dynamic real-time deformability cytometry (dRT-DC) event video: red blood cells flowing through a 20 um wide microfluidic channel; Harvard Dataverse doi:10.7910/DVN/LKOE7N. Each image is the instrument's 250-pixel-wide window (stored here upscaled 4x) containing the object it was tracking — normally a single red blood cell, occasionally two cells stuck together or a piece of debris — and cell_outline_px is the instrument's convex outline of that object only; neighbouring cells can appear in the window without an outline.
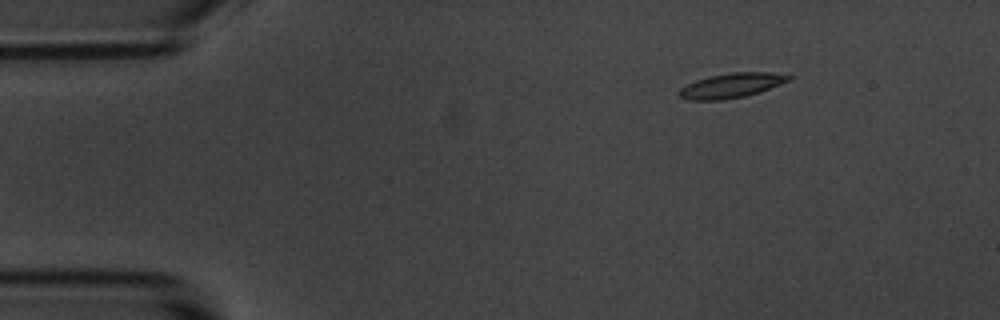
{"species": "common noctule bat (a hibernating species)", "species_latin": "Nyctalus noctula", "temperature_condition": "room temperature", "stored_images_in_passage": 5, "camera_frame_rate_fps": 3000, "um_per_image_px": 0.085, "animal": {"sex": "male", "body_mass_g": 20.1, "forearm_length_mm": 53.5}, "frame": {"image": 1, "passage_image": 2, "time_ms": 1.333, "image_size_px": [1000, 320], "cell_outline_px": [[796, 76], [792, 80], [760, 92], [744, 96], [724, 100], [688, 100], [680, 96], [676, 92], [680, 88], [696, 80], [708, 76], [732, 72], [768, 72]], "centroid_in_image_um": [62.2, 7.26], "position_along_channel_um": 22.8, "area_um2": 15.95}}
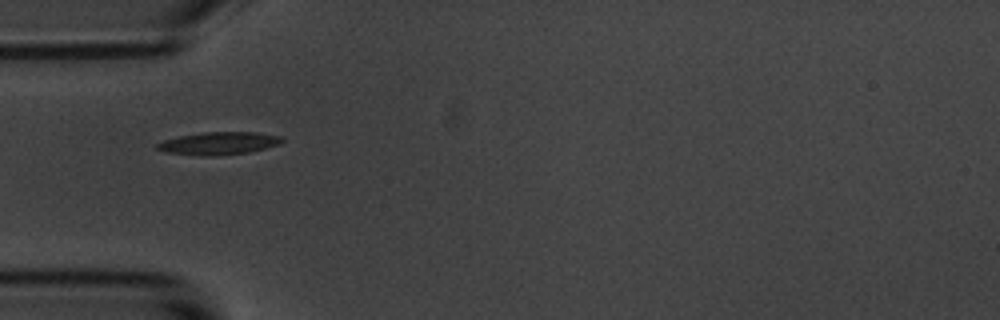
{"frame": {"image": 2, "passage_image": 5, "time_ms": 4.667, "image_size_px": [1000, 320], "cell_outline_px": [[284, 140], [280, 144], [248, 152], [212, 156], [204, 156], [168, 152], [156, 148], [156, 144], [164, 140], [180, 136], [204, 132], [256, 132], [280, 136]], "centroid_in_image_um": [18.61, 12.17], "position_along_channel_um": 66.4, "area_um2": 16.24}}